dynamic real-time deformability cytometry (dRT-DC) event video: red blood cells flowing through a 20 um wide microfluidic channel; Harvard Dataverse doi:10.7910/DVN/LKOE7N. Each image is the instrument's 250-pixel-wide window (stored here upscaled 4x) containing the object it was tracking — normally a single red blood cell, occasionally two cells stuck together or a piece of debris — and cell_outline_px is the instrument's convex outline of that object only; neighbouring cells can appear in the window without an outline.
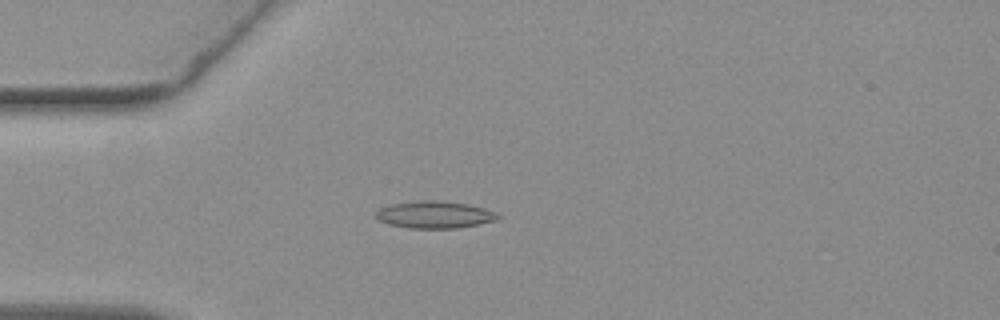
{"species": "common noctule bat (a hibernating species)", "species_latin": "Nyctalus noctula", "temperature_condition": "warm", "stored_images_in_passage": 48, "camera_frame_rate_fps": 3000, "um_per_image_px": 0.085, "animal": {"sex": "female", "body_mass_g": 19.3, "forearm_length_mm": 54.1}, "frame": {"image": 1, "passage_image": 9, "time_ms": 2.667, "image_size_px": [1000, 320], "cell_outline_px": [[500, 220], [456, 228], [408, 228], [388, 224], [380, 220], [376, 216], [376, 212], [380, 208], [392, 204], [424, 200], [432, 200], [468, 204], [484, 208], [496, 212], [500, 216]], "centroid_in_image_um": [36.98, 18.25], "position_along_channel_um": 48.0, "area_um2": 19.13}}
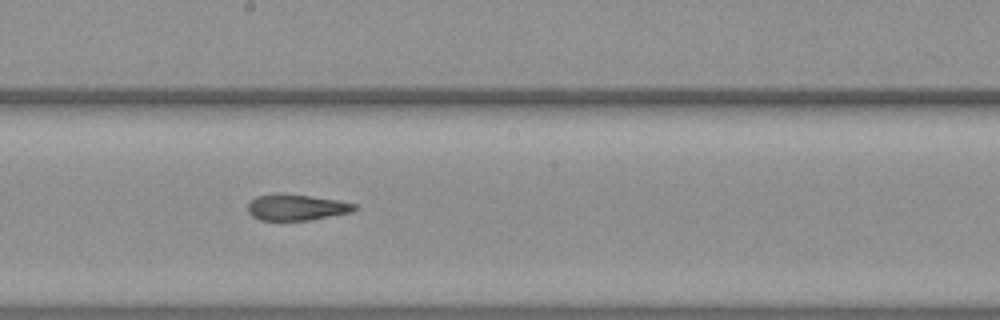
{"frame": {"image": 2, "passage_image": 24, "time_ms": 7.667, "image_size_px": [1000, 320], "cell_outline_px": [[356, 208], [352, 212], [308, 220], [260, 220], [252, 216], [248, 212], [248, 204], [256, 196], [308, 196], [336, 200], [356, 204]], "centroid_in_image_um": [25.21, 17.67], "position_along_channel_um": 223.0, "area_um2": 15.37}}
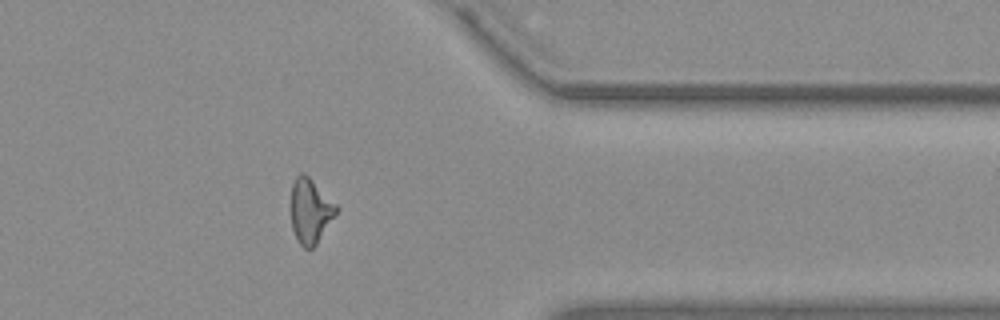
{"frame": {"image": 3, "passage_image": 38, "time_ms": 12.333, "image_size_px": [1000, 320], "cell_outline_px": [[340, 208], [316, 244], [312, 248], [304, 248], [300, 244], [292, 228], [292, 184], [296, 176], [300, 172], [304, 172]], "centroid_in_image_um": [26.39, 17.91], "position_along_channel_um": 385.0, "area_um2": 16.76}, "authors_computed_cell_mechanics": {"area_um2": 17.2244, "velocity_mm_per_s": 3.781, "shape_relaxation_time_tau1_ms": null, "shape_relaxation_time_tau2_ms": 2.7694, "deformation_change_tau1": null, "deformation_change_tau2": 0.0998}}